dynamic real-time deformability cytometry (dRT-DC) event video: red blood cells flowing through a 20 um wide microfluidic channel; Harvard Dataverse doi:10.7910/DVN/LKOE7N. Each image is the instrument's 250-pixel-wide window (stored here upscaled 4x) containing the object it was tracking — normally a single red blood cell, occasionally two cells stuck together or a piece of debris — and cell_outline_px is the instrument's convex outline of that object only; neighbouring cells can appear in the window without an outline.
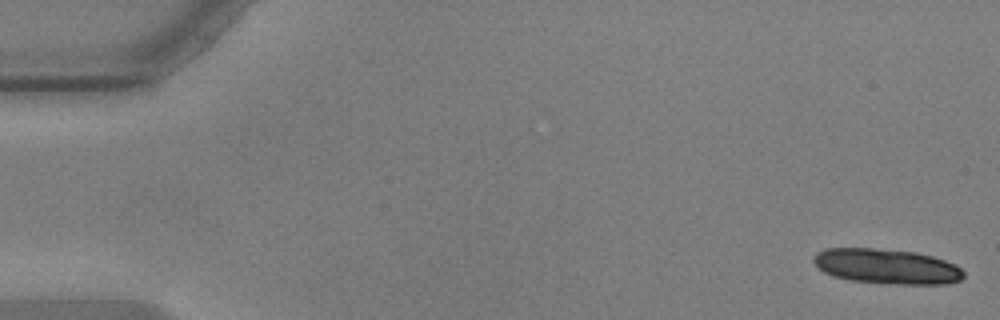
{"species": "common noctule bat (a hibernating species)", "species_latin": "Nyctalus noctula", "temperature_condition": "warm", "stored_images_in_passage": 31, "segment_of_instrument_passage": [1, 2], "camera_frame_rate_fps": 3000, "um_per_image_px": 0.085, "animal": {"sex": "male", "body_mass_g": 17.9, "forearm_length_mm": 54.2}, "frame": {"image": 1, "passage_image": 1, "time_ms": 0.0, "image_size_px": [1000, 320], "cell_outline_px": [[964, 276], [960, 280], [944, 284], [900, 284], [852, 280], [832, 276], [824, 272], [812, 260], [812, 256], [816, 252], [828, 248], [872, 248], [916, 252], [932, 256], [956, 264], [964, 272]], "centroid_in_image_um": [75.37, 22.63], "position_along_channel_um": 9.6, "area_um2": 30.52}}